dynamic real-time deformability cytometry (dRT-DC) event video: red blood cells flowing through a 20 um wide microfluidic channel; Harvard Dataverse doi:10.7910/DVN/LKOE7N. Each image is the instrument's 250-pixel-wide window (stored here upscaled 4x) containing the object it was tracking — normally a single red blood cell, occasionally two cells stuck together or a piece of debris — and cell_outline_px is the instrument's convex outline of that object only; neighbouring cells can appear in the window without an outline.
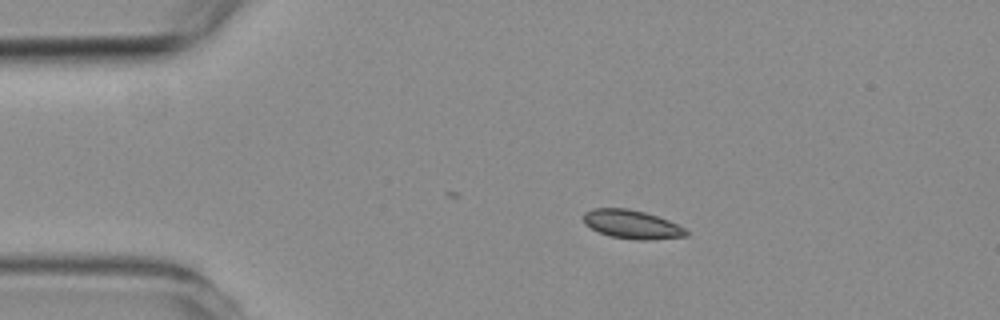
{"species": "common noctule bat (a hibernating species)", "species_latin": "Nyctalus noctula", "temperature_condition": "room temperature", "stored_images_in_passage": 5, "camera_frame_rate_fps": 3000, "um_per_image_px": 0.085, "animal": {"sex": "female", "body_mass_g": 19.3, "forearm_length_mm": 54.1}, "frame": {"image": 1, "passage_image": 2, "time_ms": 1.333, "image_size_px": [1000, 320], "cell_outline_px": [[688, 236], [648, 240], [636, 240], [608, 236], [584, 224], [584, 212], [592, 208], [628, 208], [644, 212], [668, 220], [684, 228], [688, 232]], "centroid_in_image_um": [53.69, 19.07], "position_along_channel_um": 31.3, "area_um2": 17.11}}
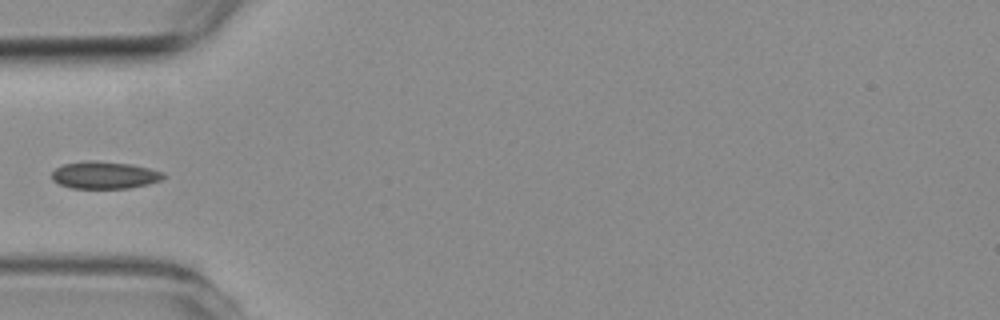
{"frame": {"image": 2, "passage_image": 4, "time_ms": 3.667, "image_size_px": [1000, 320], "cell_outline_px": [[164, 176], [160, 180], [148, 184], [128, 188], [72, 188], [60, 184], [52, 180], [52, 172], [56, 168], [64, 164], [88, 160], [96, 160], [132, 164], [164, 172]], "centroid_in_image_um": [8.87, 14.87], "position_along_channel_um": 76.1, "area_um2": 17.69}}
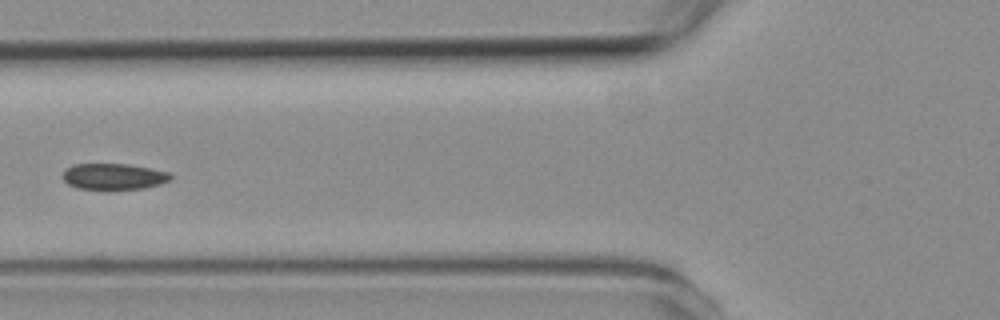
{"frame": {"image": 3, "passage_image": 5, "time_ms": 4.667, "image_size_px": [1000, 320], "cell_outline_px": [[172, 180], [160, 184], [144, 188], [76, 188], [68, 184], [60, 176], [64, 168], [72, 164], [128, 164], [152, 168], [168, 172], [172, 176]], "centroid_in_image_um": [9.63, 14.98], "position_along_channel_um": 116.2, "area_um2": 16.42}}